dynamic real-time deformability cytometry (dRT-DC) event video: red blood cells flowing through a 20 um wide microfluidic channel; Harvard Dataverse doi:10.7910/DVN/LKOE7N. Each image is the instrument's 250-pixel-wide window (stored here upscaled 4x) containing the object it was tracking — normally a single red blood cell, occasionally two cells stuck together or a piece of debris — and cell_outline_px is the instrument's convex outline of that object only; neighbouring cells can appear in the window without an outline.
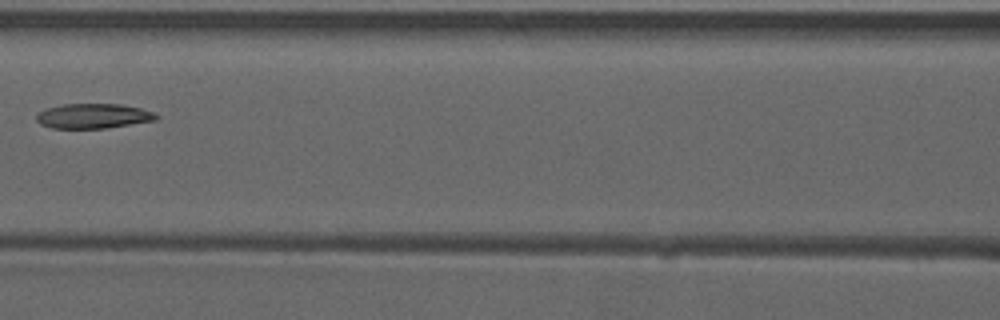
{"species": "common noctule bat (a hibernating species)", "species_latin": "Nyctalus noctula", "temperature_condition": "warm", "stored_images_in_passage": 6, "camera_frame_rate_fps": 3000, "um_per_image_px": 0.085, "animal": {"sex": "male", "forearm_length_mm": 52.5}, "frame": {"image": 1, "passage_image": 6, "time_ms": 1.667, "image_size_px": [1000, 320], "cell_outline_px": [[160, 116], [156, 120], [104, 128], [52, 128], [40, 124], [36, 120], [36, 112], [48, 108], [64, 104], [120, 104], [140, 108], [156, 112]], "centroid_in_image_um": [7.93, 9.85], "position_along_channel_um": 158.7, "area_um2": 17.34}}